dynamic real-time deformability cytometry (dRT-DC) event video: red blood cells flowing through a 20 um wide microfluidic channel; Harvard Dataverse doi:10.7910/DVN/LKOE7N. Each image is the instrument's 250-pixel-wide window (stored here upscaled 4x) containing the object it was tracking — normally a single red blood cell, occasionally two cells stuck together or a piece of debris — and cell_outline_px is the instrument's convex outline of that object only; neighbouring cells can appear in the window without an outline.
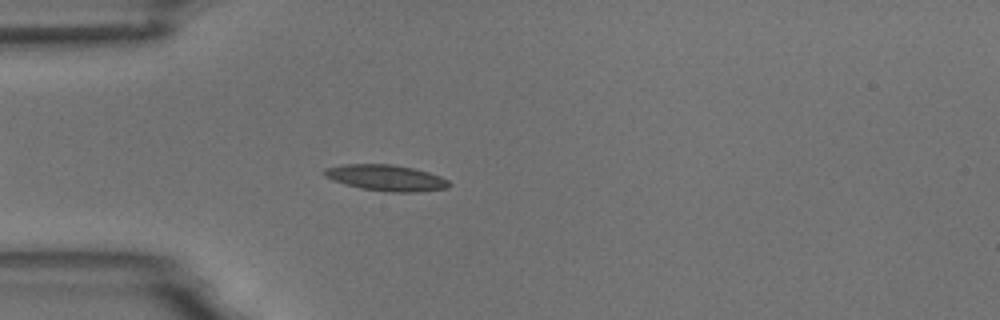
{"species": "common noctule bat (a hibernating species)", "species_latin": "Nyctalus noctula", "temperature_condition": "room temperature", "stored_images_in_passage": 5, "camera_frame_rate_fps": 3000, "um_per_image_px": 0.085, "animal": {"sex": "male", "body_mass_g": 18.8}, "frame": {"image": 1, "passage_image": 5, "time_ms": 4.667, "image_size_px": [1000, 320], "cell_outline_px": [[452, 184], [448, 188], [416, 192], [392, 192], [360, 188], [344, 184], [332, 180], [324, 176], [324, 168], [344, 164], [392, 164], [412, 168], [428, 172], [440, 176], [448, 180]], "centroid_in_image_um": [32.81, 15.11], "position_along_channel_um": 52.2, "area_um2": 18.96}}